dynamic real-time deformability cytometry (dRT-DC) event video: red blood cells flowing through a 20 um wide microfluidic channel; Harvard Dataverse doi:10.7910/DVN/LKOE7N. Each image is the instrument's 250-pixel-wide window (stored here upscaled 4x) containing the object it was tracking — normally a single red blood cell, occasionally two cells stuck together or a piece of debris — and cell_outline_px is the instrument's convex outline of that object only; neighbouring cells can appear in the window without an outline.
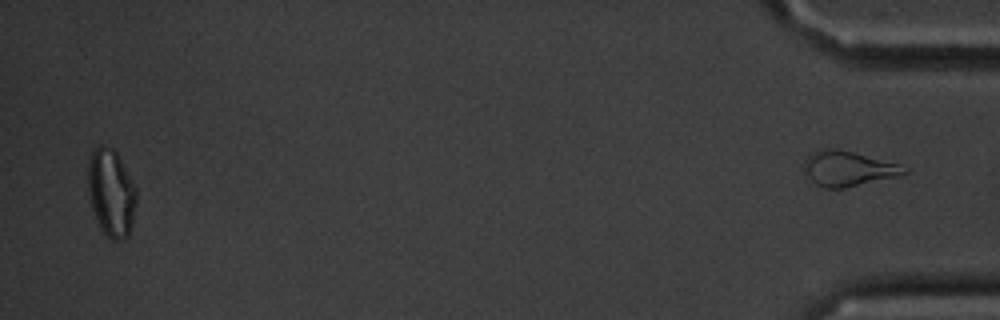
{"species": "common noctule bat (a hibernating species)", "species_latin": "Nyctalus noctula", "temperature_condition": "cold", "stored_images_in_passage": 58, "segment_of_instrument_passage": [2, 2], "camera_frame_rate_fps": 3000, "um_per_image_px": 0.085, "animal": {"sex": "male", "body_mass_g": 20.1, "forearm_length_mm": 53.5}, "frame": {"image": 1, "passage_image": 58, "time_ms": 19.0, "image_size_px": [1000, 320], "cell_outline_px": [[908, 172], [900, 176], [844, 188], [820, 188], [808, 176], [804, 168], [804, 160], [812, 152], [828, 148], [836, 148], [900, 164], [908, 168]], "centroid_in_image_um": [72.11, 14.34], "position_along_channel_um": 363.1, "area_um2": 20.4}}